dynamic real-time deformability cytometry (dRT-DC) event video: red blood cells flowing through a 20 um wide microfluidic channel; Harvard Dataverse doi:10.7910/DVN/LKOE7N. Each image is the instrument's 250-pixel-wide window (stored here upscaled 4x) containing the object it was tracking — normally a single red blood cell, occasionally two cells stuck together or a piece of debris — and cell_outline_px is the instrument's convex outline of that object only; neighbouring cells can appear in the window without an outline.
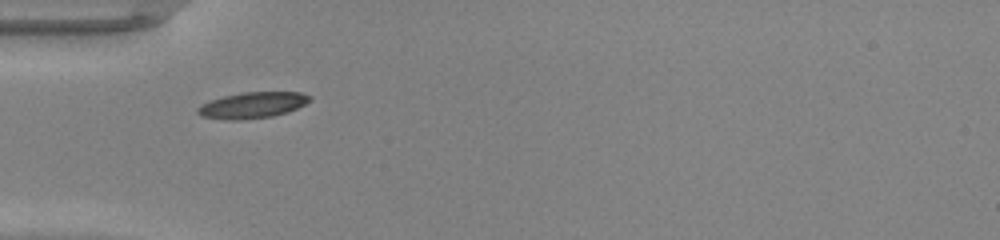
{"species": "common noctule bat (a hibernating species)", "species_latin": "Nyctalus noctula", "temperature_condition": "warm", "stored_images_in_passage": 34, "camera_frame_rate_fps": 3000, "um_per_image_px": 0.085, "animal": {"sex": "male", "body_mass_g": 20.0, "forearm_length_mm": 53.3}, "frame": {"image": 1, "passage_image": 1, "time_ms": 0.0, "image_size_px": [1000, 240], "cell_outline_px": [[312, 100], [288, 112], [272, 116], [240, 120], [224, 120], [200, 116], [196, 112], [196, 108], [200, 104], [208, 100], [240, 92], [300, 92], [312, 96]], "centroid_in_image_um": [21.41, 8.94], "position_along_channel_um": 63.6, "area_um2": 17.28}}
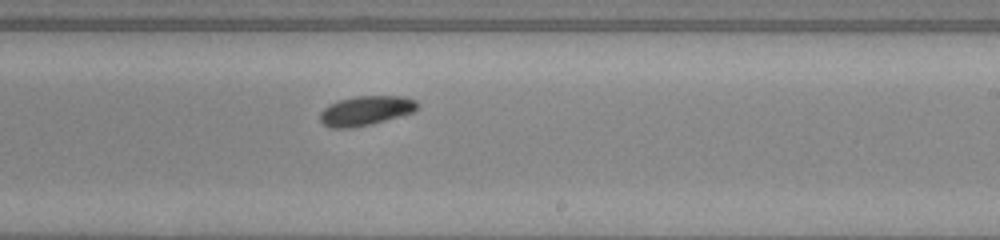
{"frame": {"image": 2, "passage_image": 15, "time_ms": 4.667, "image_size_px": [1000, 240], "cell_outline_px": [[420, 104], [416, 112], [372, 124], [352, 128], [332, 128], [324, 124], [320, 120], [320, 112], [328, 104], [336, 100], [352, 96], [404, 96], [416, 100]], "centroid_in_image_um": [31.12, 9.4], "position_along_channel_um": 257.9, "area_um2": 17.17}}
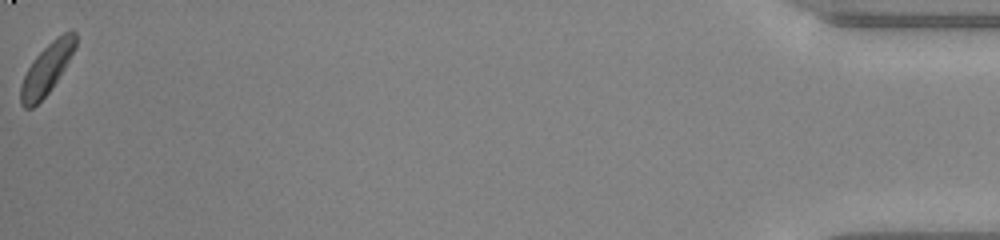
{"frame": {"image": 3, "passage_image": 34, "time_ms": 11.0, "image_size_px": [1000, 240], "cell_outline_px": [[76, 48], [60, 76], [48, 92], [32, 108], [24, 108], [20, 104], [20, 84], [32, 60], [52, 40], [64, 32], [72, 28], [76, 32]], "centroid_in_image_um": [3.98, 5.83], "position_along_channel_um": 431.2, "area_um2": 16.13}, "authors_computed_cell_mechanics": {"area_um2": 16.473, "velocity_mm_per_s": 4.2264, "shape_relaxation_time_tau1_ms": 1.6628, "shape_relaxation_time_tau2_ms": null, "deformation_change_tau1": 0.1086, "deformation_change_tau2": null}}